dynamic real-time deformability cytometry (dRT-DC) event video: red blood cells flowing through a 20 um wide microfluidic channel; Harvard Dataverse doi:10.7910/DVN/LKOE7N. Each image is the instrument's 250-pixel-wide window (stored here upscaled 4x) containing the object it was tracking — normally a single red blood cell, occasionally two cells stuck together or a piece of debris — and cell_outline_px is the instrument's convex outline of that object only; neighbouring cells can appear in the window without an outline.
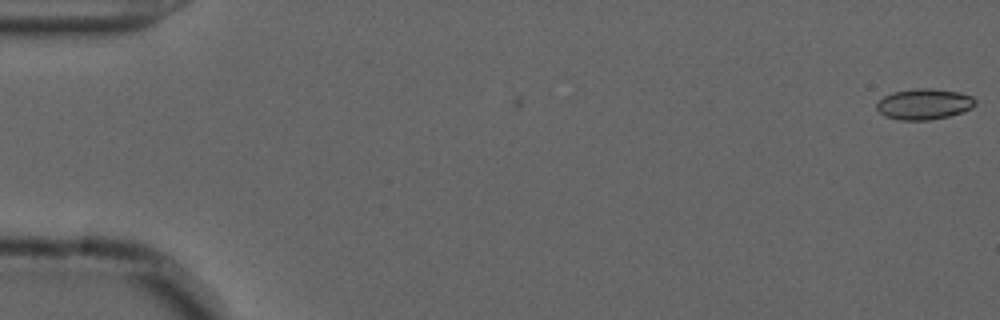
{"species": "common noctule bat (a hibernating species)", "species_latin": "Nyctalus noctula", "temperature_condition": "cold", "stored_images_in_passage": 5, "camera_frame_rate_fps": 3000, "um_per_image_px": 0.085, "animal": {"sex": "male", "forearm_length_mm": 52.5}, "frame": {"image": 1, "passage_image": 5, "time_ms": 1.333, "image_size_px": [1000, 320], "cell_outline_px": [[976, 104], [972, 108], [964, 112], [948, 116], [928, 120], [900, 120], [884, 116], [876, 108], [876, 104], [884, 96], [892, 92], [916, 88], [932, 88], [960, 92], [972, 96], [976, 100]], "centroid_in_image_um": [78.57, 8.84], "position_along_channel_um": 6.4, "area_um2": 17.86}}